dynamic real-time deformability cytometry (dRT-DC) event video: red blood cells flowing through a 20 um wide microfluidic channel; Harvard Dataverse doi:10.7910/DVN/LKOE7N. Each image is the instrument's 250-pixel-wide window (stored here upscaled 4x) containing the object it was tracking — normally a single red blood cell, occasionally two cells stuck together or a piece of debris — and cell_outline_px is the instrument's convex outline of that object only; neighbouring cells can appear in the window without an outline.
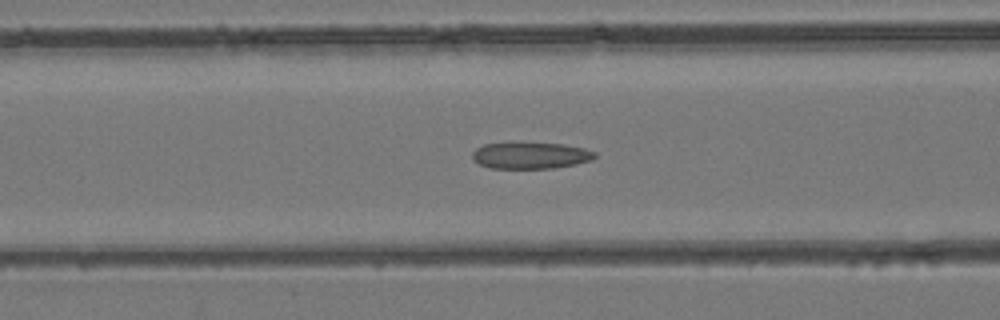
{"species": "common noctule bat (a hibernating species)", "species_latin": "Nyctalus noctula", "temperature_condition": "room temperature", "stored_images_in_passage": 48, "camera_frame_rate_fps": 3000, "um_per_image_px": 0.085, "animal": {"sex": "female", "body_mass_g": 24.6, "forearm_length_mm": 56.2}, "frame": {"image": 1, "passage_image": 19, "time_ms": 6.0, "image_size_px": [1000, 320], "cell_outline_px": [[596, 156], [592, 160], [576, 164], [556, 168], [488, 168], [472, 160], [472, 152], [476, 148], [484, 144], [560, 144], [584, 148], [596, 152]], "centroid_in_image_um": [45.1, 13.24], "position_along_channel_um": 121.5, "area_um2": 18.61}}
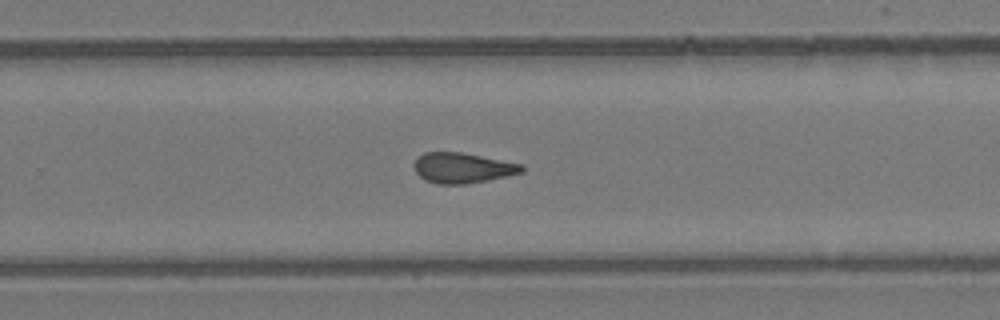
{"frame": {"image": 2, "passage_image": 31, "time_ms": 10.0, "image_size_px": [1000, 320], "cell_outline_px": [[524, 172], [488, 180], [464, 184], [436, 184], [424, 180], [416, 172], [416, 160], [424, 152], [460, 152], [524, 164]], "centroid_in_image_um": [39.35, 14.28], "position_along_channel_um": 290.4, "area_um2": 18.9}}
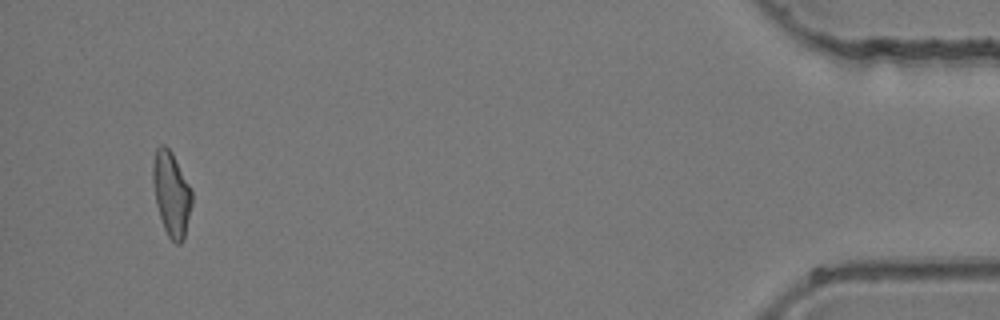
{"frame": {"image": 3, "passage_image": 46, "time_ms": 15.0, "image_size_px": [1000, 320], "cell_outline_px": [[192, 204], [184, 236], [180, 244], [176, 244], [168, 236], [164, 228], [156, 204], [152, 180], [152, 168], [156, 148], [160, 144], [164, 144], [172, 152], [192, 188]], "centroid_in_image_um": [14.57, 16.44], "position_along_channel_um": 420.6, "area_um2": 19.25}}